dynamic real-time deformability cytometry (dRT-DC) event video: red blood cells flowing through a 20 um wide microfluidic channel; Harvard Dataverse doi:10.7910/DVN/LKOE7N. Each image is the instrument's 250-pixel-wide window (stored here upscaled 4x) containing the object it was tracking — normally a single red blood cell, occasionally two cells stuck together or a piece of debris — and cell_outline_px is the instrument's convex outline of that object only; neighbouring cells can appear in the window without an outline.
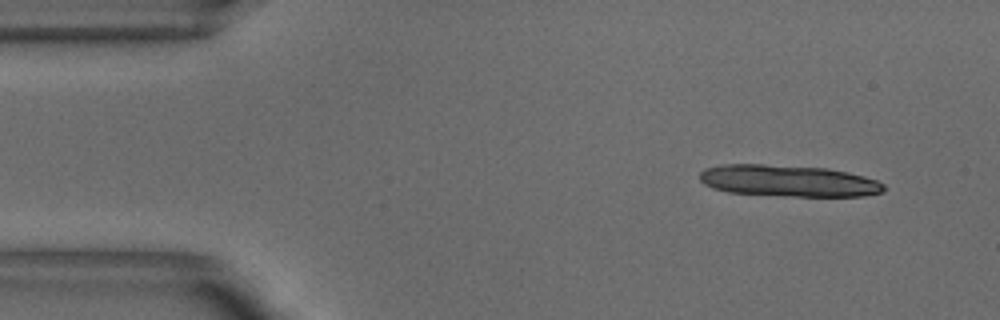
{"species": "common noctule bat (a hibernating species)", "species_latin": "Nyctalus noctula", "temperature_condition": "warm", "stored_images_in_passage": 9, "camera_frame_rate_fps": 3000, "um_per_image_px": 0.085, "animal": {"sex": "male", "body_mass_g": 18.8}, "frame": {"image": 1, "passage_image": 1, "time_ms": 0.0, "image_size_px": [1000, 320], "cell_outline_px": [[884, 192], [864, 196], [792, 196], [728, 192], [712, 188], [704, 184], [700, 180], [700, 172], [704, 168], [720, 164], [764, 164], [828, 168], [864, 176], [876, 180], [884, 184]], "centroid_in_image_um": [66.99, 15.36], "position_along_channel_um": 18.0, "area_um2": 33.99}}